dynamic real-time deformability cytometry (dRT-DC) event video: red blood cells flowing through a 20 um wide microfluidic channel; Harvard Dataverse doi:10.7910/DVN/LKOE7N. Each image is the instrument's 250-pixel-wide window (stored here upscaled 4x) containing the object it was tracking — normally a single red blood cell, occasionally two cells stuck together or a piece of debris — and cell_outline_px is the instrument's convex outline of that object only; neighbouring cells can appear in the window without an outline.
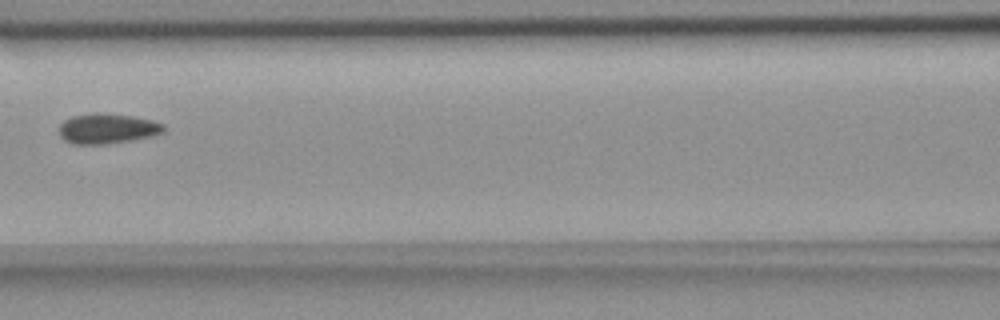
{"species": "common noctule bat (a hibernating species)", "species_latin": "Nyctalus noctula", "temperature_condition": "room temperature", "stored_images_in_passage": 7, "camera_frame_rate_fps": 3000, "um_per_image_px": 0.085, "animal": {"sex": "female", "body_mass_g": 18.4}, "frame": {"image": 1, "passage_image": 7, "time_ms": 8.0, "image_size_px": [1000, 320], "cell_outline_px": [[164, 132], [152, 136], [132, 140], [104, 144], [72, 144], [64, 140], [60, 136], [60, 124], [64, 120], [72, 116], [92, 112], [96, 112], [132, 116], [152, 120], [164, 124]], "centroid_in_image_um": [9.11, 10.92], "position_along_channel_um": 157.5, "area_um2": 18.44}}